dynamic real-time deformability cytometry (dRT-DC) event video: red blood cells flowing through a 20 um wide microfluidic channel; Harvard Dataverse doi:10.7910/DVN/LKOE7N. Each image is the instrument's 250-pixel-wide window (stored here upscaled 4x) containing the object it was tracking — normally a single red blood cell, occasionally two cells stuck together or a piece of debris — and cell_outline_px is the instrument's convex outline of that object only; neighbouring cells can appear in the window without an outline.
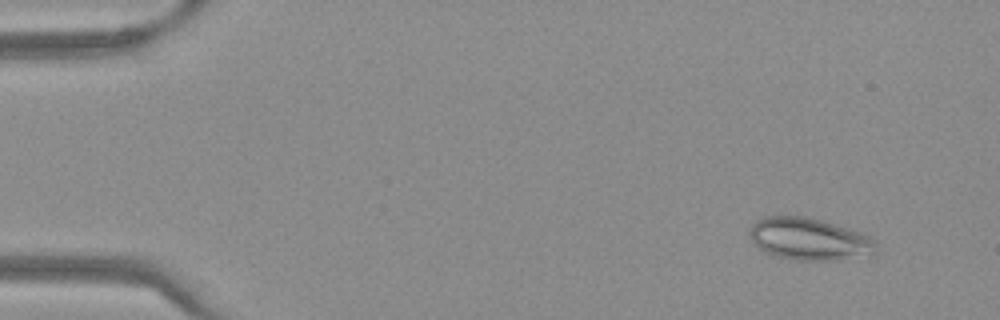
{"species": "Egyptian fruit bat (a non-hibernating species)", "species_latin": "Rousettus aegyptiacus", "temperature_condition": "warm", "stored_images_in_passage": 51, "camera_frame_rate_fps": 3000, "um_per_image_px": 0.085, "frame": {"image": 1, "passage_image": 5, "time_ms": 1.333, "image_size_px": [1000, 320], "cell_outline_px": [[876, 252], [872, 256], [840, 260], [796, 260], [772, 256], [764, 252], [752, 240], [748, 232], [752, 224], [764, 216], [808, 216], [860, 232], [868, 236], [876, 244]], "centroid_in_image_um": [68.79, 20.33], "position_along_channel_um": 16.2, "area_um2": 31.33}}
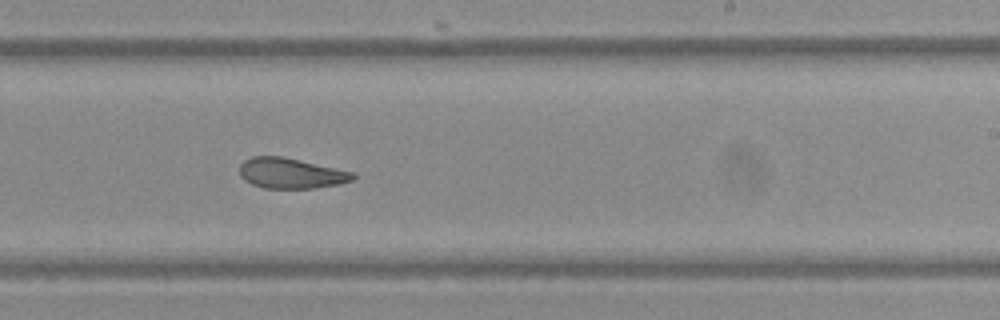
{"frame": {"image": 2, "passage_image": 32, "time_ms": 10.333, "image_size_px": [1000, 320], "cell_outline_px": [[356, 176], [352, 180], [340, 184], [312, 188], [264, 188], [252, 184], [244, 180], [240, 176], [240, 164], [244, 160], [252, 156], [280, 156], [300, 160], [356, 172]], "centroid_in_image_um": [24.74, 14.72], "position_along_channel_um": 264.3, "area_um2": 20.17}}
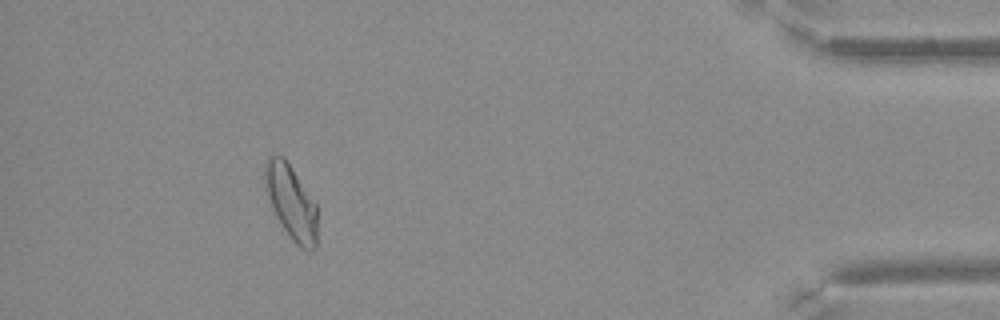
{"frame": {"image": 3, "passage_image": 47, "time_ms": 15.333, "image_size_px": [1000, 320], "cell_outline_px": [[316, 248], [312, 252], [308, 252], [300, 248], [292, 240], [276, 216], [272, 208], [264, 188], [264, 164], [268, 156], [284, 156], [316, 204]], "centroid_in_image_um": [24.73, 17.19], "position_along_channel_um": 410.5, "area_um2": 22.72}}